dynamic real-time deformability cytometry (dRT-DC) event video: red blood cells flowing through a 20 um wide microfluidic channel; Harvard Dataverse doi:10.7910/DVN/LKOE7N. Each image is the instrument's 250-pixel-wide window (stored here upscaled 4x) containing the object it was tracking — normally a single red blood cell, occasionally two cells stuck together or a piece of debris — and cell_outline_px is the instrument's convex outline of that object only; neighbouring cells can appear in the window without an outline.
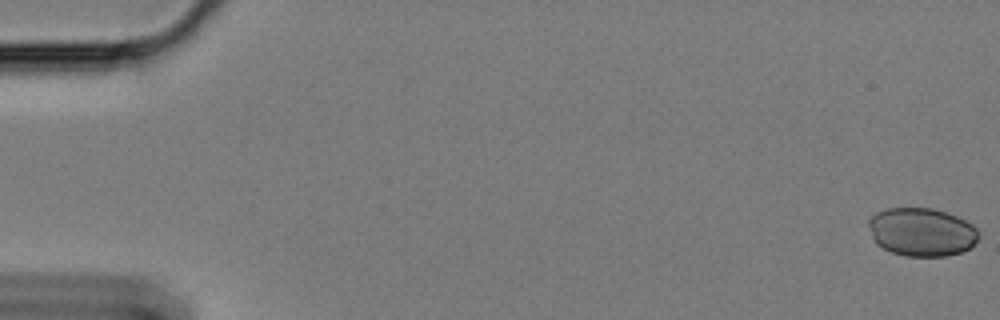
{"species": "Egyptian fruit bat (a non-hibernating species)", "species_latin": "Rousettus aegyptiacus", "temperature_condition": "cold", "stored_images_in_passage": 60, "camera_frame_rate_fps": 3000, "um_per_image_px": 0.085, "animal": {"sex": "female"}, "frame": {"image": 1, "passage_image": 1, "time_ms": 0.0, "image_size_px": [1000, 320], "cell_outline_px": [[980, 236], [968, 248], [960, 252], [944, 256], [904, 256], [892, 252], [876, 244], [872, 236], [868, 224], [868, 220], [876, 212], [888, 208], [932, 208], [956, 216], [972, 224], [976, 228]], "centroid_in_image_um": [78.32, 19.72], "position_along_channel_um": 6.7, "area_um2": 30.81}}
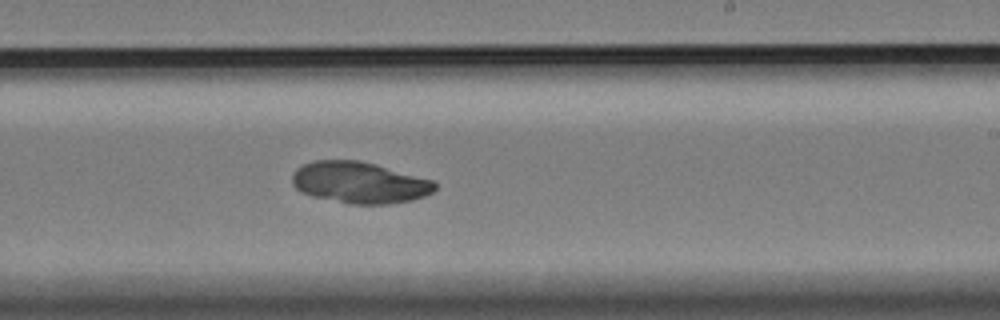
{"frame": {"image": 2, "passage_image": 37, "time_ms": 12.0, "image_size_px": [1000, 320], "cell_outline_px": [[436, 188], [432, 192], [424, 196], [412, 200], [388, 204], [348, 204], [312, 196], [300, 192], [292, 184], [292, 172], [296, 168], [312, 160], [360, 160], [376, 164], [432, 180], [436, 184]], "centroid_in_image_um": [30.51, 15.52], "position_along_channel_um": 258.5, "area_um2": 34.62}}
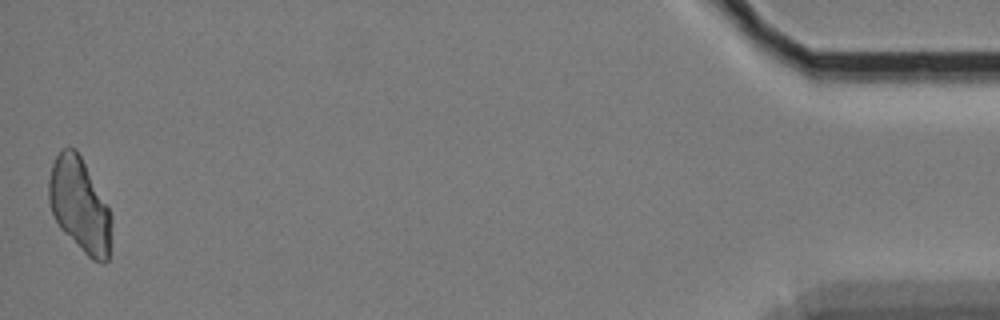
{"frame": {"image": 3, "passage_image": 60, "time_ms": 19.667, "image_size_px": [1000, 320], "cell_outline_px": [[112, 220], [108, 260], [104, 264], [100, 264], [92, 260], [60, 228], [52, 212], [48, 200], [48, 180], [52, 164], [60, 148], [76, 148], [108, 208], [112, 216]], "centroid_in_image_um": [6.76, 17.45], "position_along_channel_um": 428.4, "area_um2": 33.99}}